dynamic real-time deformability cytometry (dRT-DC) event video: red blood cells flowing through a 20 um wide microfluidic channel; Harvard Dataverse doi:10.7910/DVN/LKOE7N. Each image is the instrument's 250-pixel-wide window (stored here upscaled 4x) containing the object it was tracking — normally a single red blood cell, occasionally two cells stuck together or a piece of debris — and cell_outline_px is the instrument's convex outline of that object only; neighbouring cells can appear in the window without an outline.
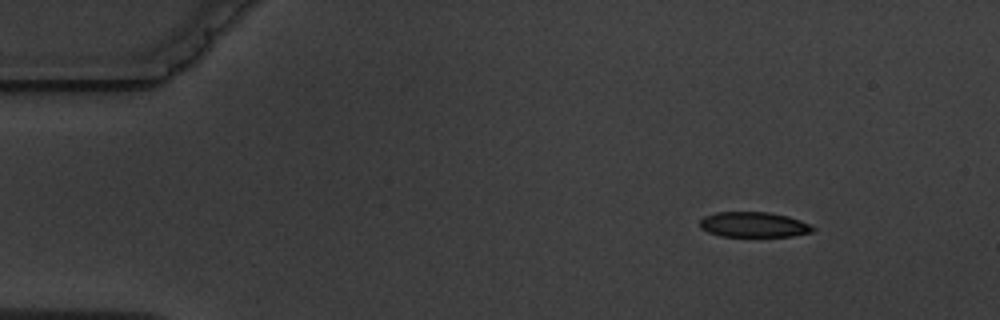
{"species": "common noctule bat (a hibernating species)", "species_latin": "Nyctalus noctula", "temperature_condition": "warm", "stored_images_in_passage": 3, "camera_frame_rate_fps": 3000, "um_per_image_px": 0.085, "animal": {"sex": "male", "body_mass_g": 19.5, "forearm_length_mm": 54.6}, "frame": {"image": 1, "passage_image": 1, "time_ms": 0.0, "image_size_px": [1000, 320], "cell_outline_px": [[816, 228], [812, 232], [792, 236], [720, 236], [708, 232], [700, 228], [700, 220], [704, 216], [716, 212], [768, 212], [788, 216], [800, 220]], "centroid_in_image_um": [64.05, 19.09], "position_along_channel_um": 21.0, "area_um2": 16.59}}
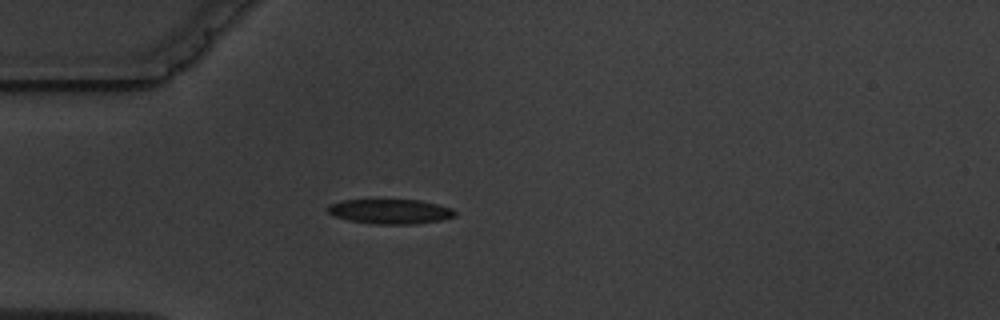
{"frame": {"image": 2, "passage_image": 3, "time_ms": 3.0, "image_size_px": [1000, 320], "cell_outline_px": [[456, 216], [440, 220], [416, 224], [372, 224], [348, 220], [336, 216], [328, 212], [328, 204], [340, 200], [420, 200], [452, 208], [456, 212]], "centroid_in_image_um": [33.17, 17.97], "position_along_channel_um": 51.8, "area_um2": 18.32}}